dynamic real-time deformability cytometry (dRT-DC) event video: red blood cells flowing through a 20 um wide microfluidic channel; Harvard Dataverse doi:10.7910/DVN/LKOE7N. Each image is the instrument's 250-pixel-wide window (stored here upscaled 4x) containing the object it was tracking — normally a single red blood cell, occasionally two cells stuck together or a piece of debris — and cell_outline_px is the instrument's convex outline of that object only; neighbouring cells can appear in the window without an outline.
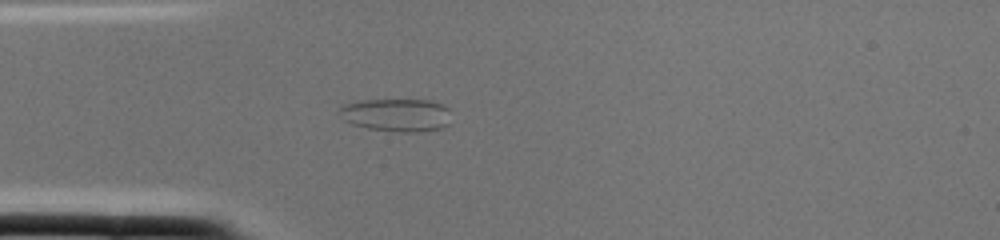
{"species": "common noctule bat (a hibernating species)", "species_latin": "Nyctalus noctula", "temperature_condition": "cold", "stored_images_in_passage": 1, "camera_frame_rate_fps": 3000, "um_per_image_px": 0.085, "animal": {"sex": "female", "body_mass_g": 22.0, "forearm_length_mm": 56.7}, "frame": {"image": 1, "passage_image": 1, "time_ms": 0.0, "image_size_px": [1000, 240], "cell_outline_px": [[448, 124], [440, 128], [420, 132], [396, 132], [368, 128], [352, 124], [344, 120], [340, 108], [344, 104], [364, 100], [428, 100], [440, 104], [448, 108]], "centroid_in_image_um": [33.7, 9.78], "position_along_channel_um": 51.3, "area_um2": 21.15}}